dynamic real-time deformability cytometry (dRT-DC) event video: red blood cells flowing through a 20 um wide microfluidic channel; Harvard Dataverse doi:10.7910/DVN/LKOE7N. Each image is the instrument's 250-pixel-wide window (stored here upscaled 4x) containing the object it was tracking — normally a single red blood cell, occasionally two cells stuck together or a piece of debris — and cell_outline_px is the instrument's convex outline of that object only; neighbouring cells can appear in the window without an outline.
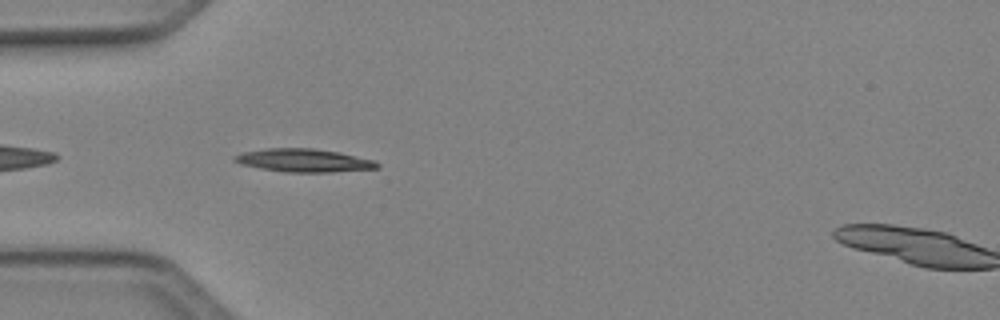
{"species": "Egyptian fruit bat (a non-hibernating species)", "species_latin": "Rousettus aegyptiacus", "temperature_condition": "cold", "stored_images_in_passage": 5, "camera_frame_rate_fps": 3000, "um_per_image_px": 0.085, "animal": {"sex": "female"}, "frame": {"image": 1, "passage_image": 2, "time_ms": 0.333, "image_size_px": [1000, 320], "cell_outline_px": [[380, 168], [332, 172], [284, 172], [260, 168], [240, 164], [232, 160], [232, 156], [244, 152], [268, 148], [312, 148], [340, 152], [376, 160], [380, 164]], "centroid_in_image_um": [25.85, 13.63], "position_along_channel_um": 59.1, "area_um2": 19.42}}